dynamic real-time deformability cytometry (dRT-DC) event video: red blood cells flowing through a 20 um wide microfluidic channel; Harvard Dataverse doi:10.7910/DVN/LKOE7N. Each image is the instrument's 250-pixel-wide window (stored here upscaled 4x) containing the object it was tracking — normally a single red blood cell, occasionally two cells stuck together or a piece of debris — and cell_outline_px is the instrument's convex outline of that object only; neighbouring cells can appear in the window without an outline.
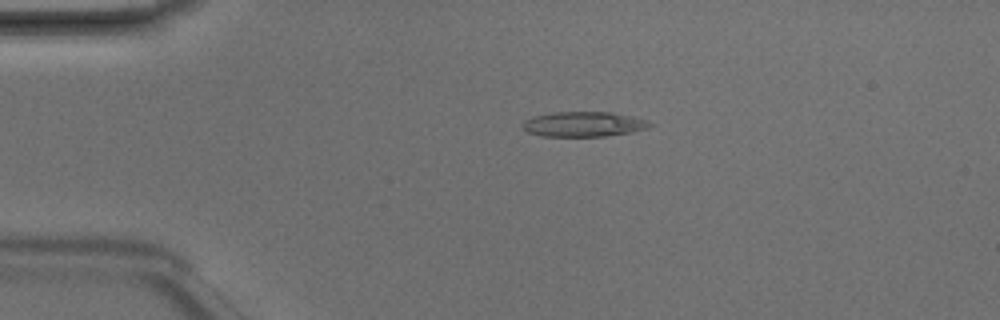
{"species": "Egyptian fruit bat (a non-hibernating species)", "species_latin": "Rousettus aegyptiacus", "temperature_condition": "room temperature", "stored_images_in_passage": 4, "camera_frame_rate_fps": 3000, "um_per_image_px": 0.085, "animal": {"sex": "male"}, "frame": {"image": 1, "passage_image": 3, "time_ms": 0.667, "image_size_px": [1000, 320], "cell_outline_px": [[652, 124], [648, 128], [632, 132], [604, 136], [544, 136], [528, 132], [524, 128], [524, 120], [532, 116], [552, 112], [612, 112], [632, 116], [648, 120]], "centroid_in_image_um": [49.63, 10.54], "position_along_channel_um": 35.4, "area_um2": 18.5}}